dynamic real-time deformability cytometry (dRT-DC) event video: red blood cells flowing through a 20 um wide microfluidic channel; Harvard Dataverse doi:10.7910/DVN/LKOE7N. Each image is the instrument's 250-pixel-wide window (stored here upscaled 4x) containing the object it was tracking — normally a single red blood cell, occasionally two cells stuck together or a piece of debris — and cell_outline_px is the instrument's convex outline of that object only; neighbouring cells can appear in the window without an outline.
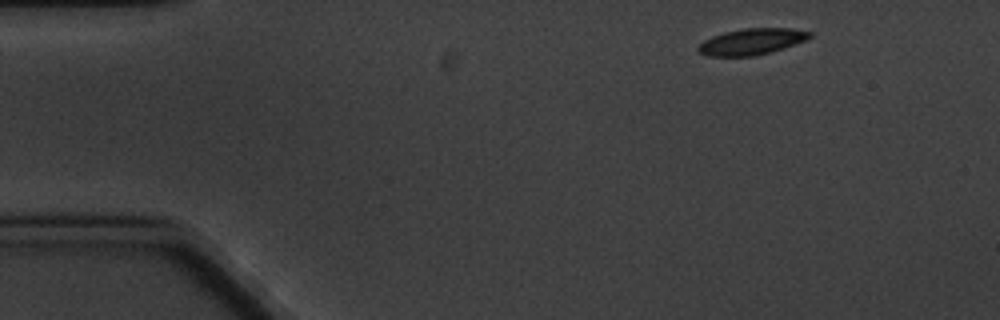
{"species": "common noctule bat (a hibernating species)", "species_latin": "Nyctalus noctula", "temperature_condition": "cold", "stored_images_in_passage": 5, "camera_frame_rate_fps": 3000, "um_per_image_px": 0.085, "animal": {"sex": "male", "body_mass_g": 20.1, "forearm_length_mm": 53.5}, "frame": {"image": 1, "passage_image": 1, "time_ms": 0.0, "image_size_px": [1000, 320], "cell_outline_px": [[812, 36], [796, 44], [772, 52], [756, 56], [708, 56], [700, 52], [696, 48], [704, 40], [712, 36], [724, 32], [744, 28], [792, 28], [812, 32]], "centroid_in_image_um": [63.9, 3.54], "position_along_channel_um": 21.1, "area_um2": 17.11}}
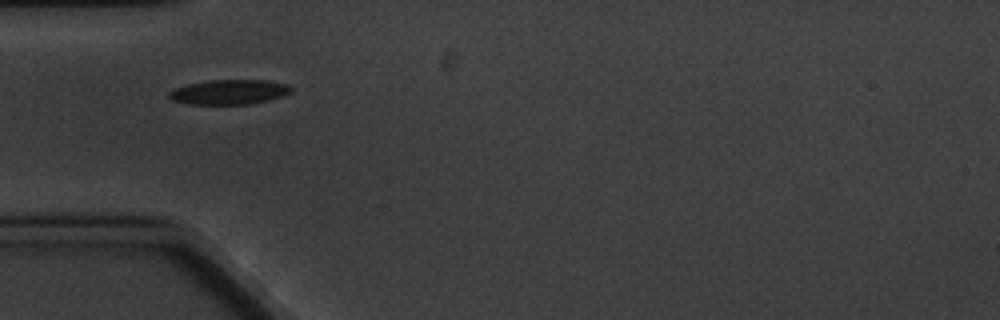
{"frame": {"image": 2, "passage_image": 4, "time_ms": 3.667, "image_size_px": [1000, 320], "cell_outline_px": [[292, 92], [284, 96], [268, 100], [248, 104], [192, 104], [172, 100], [168, 96], [168, 92], [172, 88], [188, 84], [212, 80], [268, 80], [288, 84], [292, 88]], "centroid_in_image_um": [19.5, 7.81], "position_along_channel_um": 65.5, "area_um2": 17.69}}